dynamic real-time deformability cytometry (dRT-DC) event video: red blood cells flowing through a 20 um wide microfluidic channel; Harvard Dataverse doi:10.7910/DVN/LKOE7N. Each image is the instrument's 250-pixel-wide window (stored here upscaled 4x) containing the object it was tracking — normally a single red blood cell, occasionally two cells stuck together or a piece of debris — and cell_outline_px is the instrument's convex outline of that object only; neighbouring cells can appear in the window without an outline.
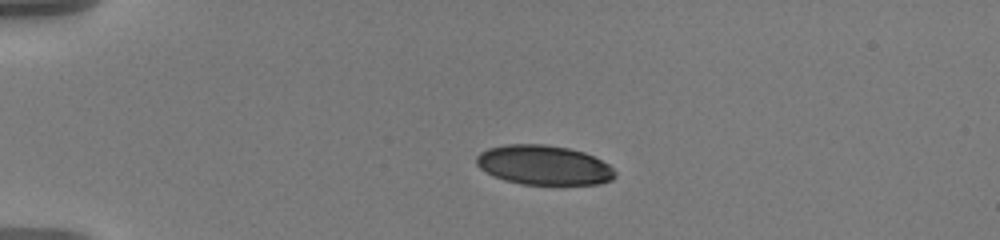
{"species": "human", "species_latin": "Homo sapiens", "temperature_condition": "warm", "stored_images_in_passage": 44, "camera_frame_rate_fps": 3000, "um_per_image_px": 0.085, "donor": {"sex": "male"}, "frame": {"image": 1, "passage_image": 1, "time_ms": 0.0, "image_size_px": [1000, 240], "cell_outline_px": [[616, 176], [612, 180], [600, 184], [520, 184], [504, 180], [492, 176], [480, 168], [476, 164], [476, 156], [480, 152], [488, 148], [504, 144], [544, 144], [568, 148], [584, 152], [608, 164], [616, 172]], "centroid_in_image_um": [46.2, 14.03], "position_along_channel_um": 38.8, "area_um2": 32.08}}
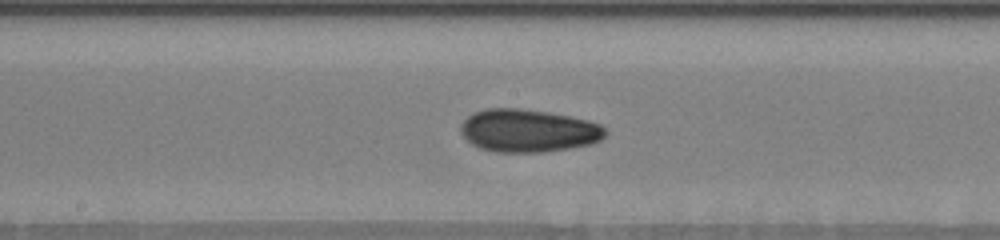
{"frame": {"image": 2, "passage_image": 19, "time_ms": 6.0, "image_size_px": [1000, 240], "cell_outline_px": [[608, 132], [600, 140], [592, 144], [572, 148], [540, 152], [500, 152], [480, 148], [472, 144], [460, 132], [460, 124], [472, 112], [484, 108], [516, 108], [548, 112], [588, 120], [600, 124]], "centroid_in_image_um": [44.89, 11.1], "position_along_channel_um": 203.3, "area_um2": 36.18}}
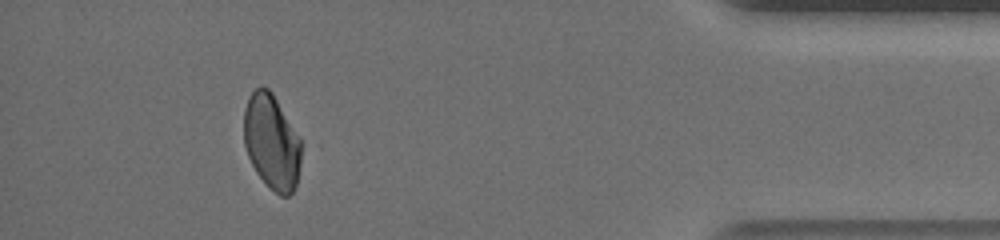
{"frame": {"image": 3, "passage_image": 40, "time_ms": 13.0, "image_size_px": [1000, 240], "cell_outline_px": [[300, 164], [296, 188], [288, 196], [280, 196], [256, 172], [248, 156], [244, 144], [244, 108], [248, 96], [256, 88], [268, 88], [272, 92], [300, 136]], "centroid_in_image_um": [23.09, 12.04], "position_along_channel_um": 412.1, "area_um2": 31.67}, "authors_computed_cell_mechanics": {"area_um2": 34.1309, "velocity_mm_per_s": 3.5984, "shape_relaxation_time_tau1_ms": 6.5527, "shape_relaxation_time_tau2_ms": 2.8359, "deformation_change_tau1": 0.1669, "deformation_change_tau2": 0.0686}}